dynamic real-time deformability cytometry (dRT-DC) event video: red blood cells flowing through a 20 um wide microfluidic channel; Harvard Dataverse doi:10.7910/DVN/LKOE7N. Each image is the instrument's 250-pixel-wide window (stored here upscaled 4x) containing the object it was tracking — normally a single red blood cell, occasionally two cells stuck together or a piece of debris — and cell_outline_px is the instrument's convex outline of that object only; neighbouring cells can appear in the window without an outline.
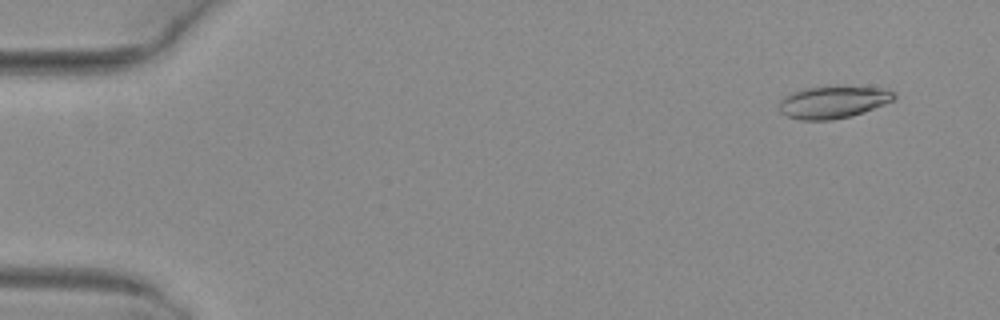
{"species": "common noctule bat (a hibernating species)", "species_latin": "Nyctalus noctula", "temperature_condition": "warm", "stored_images_in_passage": 52, "camera_frame_rate_fps": 3000, "um_per_image_px": 0.085, "animal": {"sex": "female", "body_mass_g": 29.2, "forearm_length_mm": 56.3}, "frame": {"image": 1, "passage_image": 4, "time_ms": 1.0, "image_size_px": [1000, 320], "cell_outline_px": [[896, 96], [892, 100], [884, 104], [864, 112], [852, 116], [828, 120], [800, 120], [788, 116], [780, 112], [780, 100], [784, 96], [792, 92], [804, 88], [836, 84], [884, 88], [896, 92]], "centroid_in_image_um": [70.84, 8.64], "position_along_channel_um": 14.2, "area_um2": 22.2}}
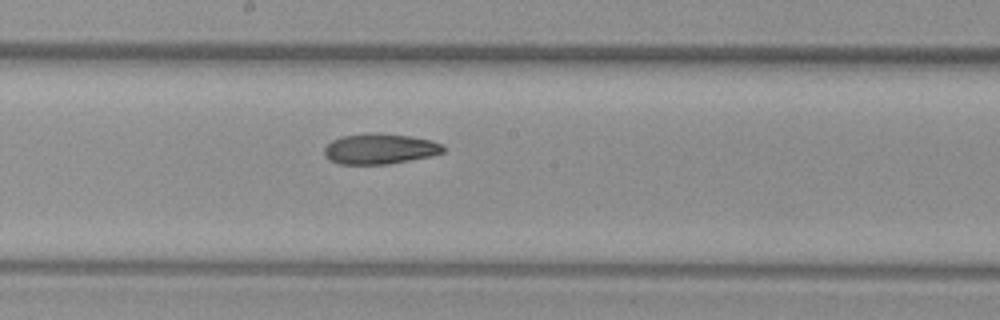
{"frame": {"image": 2, "passage_image": 29, "time_ms": 9.333, "image_size_px": [1000, 320], "cell_outline_px": [[444, 152], [428, 156], [388, 164], [340, 164], [328, 160], [324, 156], [324, 148], [332, 140], [344, 136], [368, 132], [372, 132], [412, 136], [432, 140], [444, 144]], "centroid_in_image_um": [32.27, 12.64], "position_along_channel_um": 215.9, "area_um2": 21.21}}
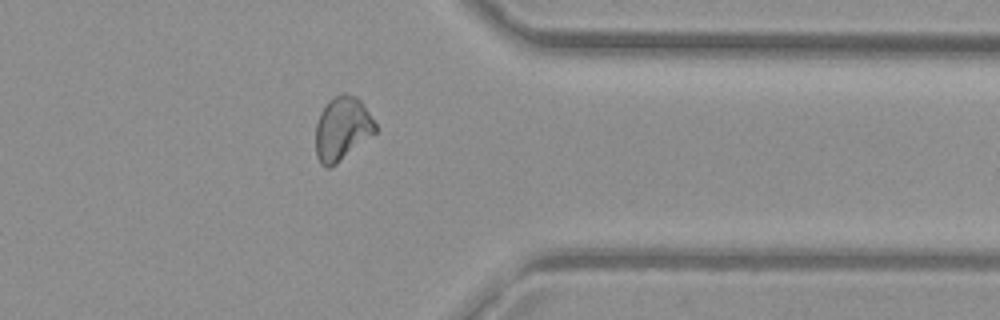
{"frame": {"image": 3, "passage_image": 42, "time_ms": 13.667, "image_size_px": [1000, 320], "cell_outline_px": [[376, 132], [336, 164], [328, 168], [324, 168], [320, 164], [316, 156], [316, 124], [320, 112], [328, 100], [332, 96], [340, 92], [344, 92], [356, 96], [360, 100], [376, 124]], "centroid_in_image_um": [29.05, 10.91], "position_along_channel_um": 382.3, "area_um2": 22.25}, "authors_computed_cell_mechanics": {"area_um2": 21.7328, "velocity_mm_per_s": 4.0387, "shape_relaxation_time_tau1_ms": null, "shape_relaxation_time_tau2_ms": 4.8678, "deformation_change_tau1": null, "deformation_change_tau2": 0.1231}}